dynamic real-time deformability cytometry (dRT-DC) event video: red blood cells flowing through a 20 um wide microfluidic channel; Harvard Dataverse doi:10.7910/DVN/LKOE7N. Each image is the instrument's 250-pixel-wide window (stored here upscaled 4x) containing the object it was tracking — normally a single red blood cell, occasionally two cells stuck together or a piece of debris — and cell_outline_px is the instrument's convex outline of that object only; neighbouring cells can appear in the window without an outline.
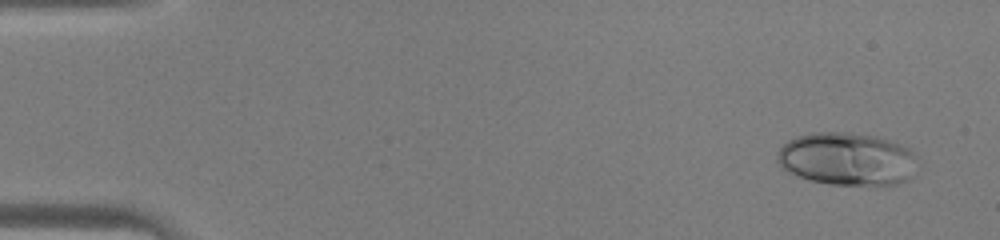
{"species": "human", "species_latin": "Homo sapiens", "temperature_condition": "warm", "stored_images_in_passage": 13, "camera_frame_rate_fps": 3000, "um_per_image_px": 0.085, "donor": {"sex": "male"}, "frame": {"image": 1, "passage_image": 3, "time_ms": 0.667, "image_size_px": [1000, 240], "cell_outline_px": [[912, 176], [908, 180], [896, 184], [832, 184], [812, 180], [788, 172], [780, 168], [776, 160], [776, 152], [788, 140], [796, 136], [812, 132], [852, 132], [872, 136], [888, 140], [908, 148], [912, 152]], "centroid_in_image_um": [71.9, 13.49], "position_along_channel_um": 13.1, "area_um2": 42.66}}